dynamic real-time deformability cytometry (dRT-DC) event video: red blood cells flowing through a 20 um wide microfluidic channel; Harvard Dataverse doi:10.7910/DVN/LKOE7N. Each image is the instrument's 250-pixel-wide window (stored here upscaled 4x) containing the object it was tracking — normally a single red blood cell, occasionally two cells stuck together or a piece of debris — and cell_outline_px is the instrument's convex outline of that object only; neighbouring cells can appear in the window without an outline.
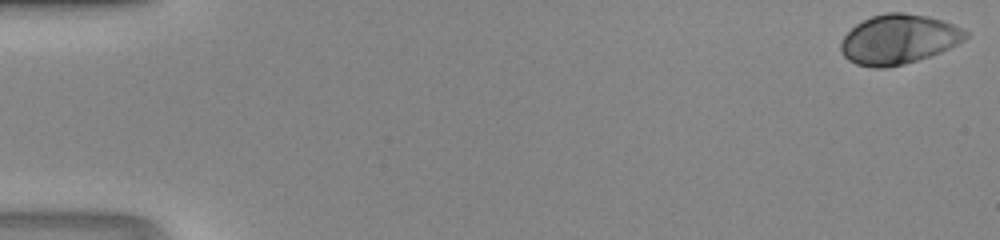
{"species": "human", "species_latin": "Homo sapiens", "temperature_condition": "room temperature", "stored_images_in_passage": 48, "camera_frame_rate_fps": 3000, "um_per_image_px": 0.085, "donor": {"sex": "male"}, "frame": {"image": 1, "passage_image": 1, "time_ms": 0.0, "image_size_px": [1000, 240], "cell_outline_px": [[968, 36], [964, 40], [940, 52], [904, 64], [884, 68], [872, 68], [856, 64], [848, 60], [840, 52], [840, 44], [844, 36], [856, 24], [872, 16], [884, 12], [900, 12], [928, 16], [944, 20], [968, 32]], "centroid_in_image_um": [76.35, 3.34], "position_along_channel_um": 8.6, "area_um2": 35.95}}
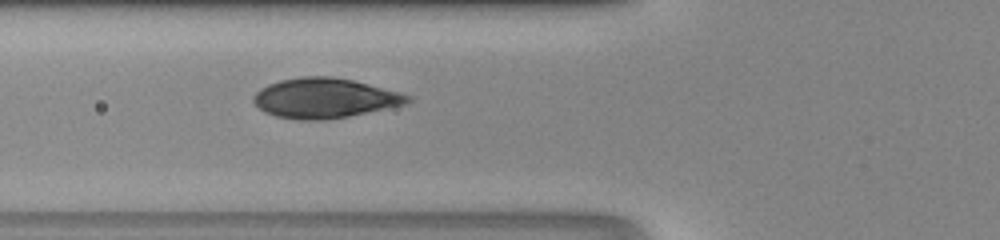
{"frame": {"image": 2, "passage_image": 19, "time_ms": 6.0, "image_size_px": [1000, 240], "cell_outline_px": [[412, 100], [408, 104], [348, 116], [324, 120], [300, 120], [276, 116], [264, 112], [252, 100], [252, 96], [260, 88], [268, 84], [280, 80], [300, 76], [332, 76], [352, 80], [400, 92], [412, 96]], "centroid_in_image_um": [27.6, 8.33], "position_along_channel_um": 98.2, "area_um2": 35.95}}
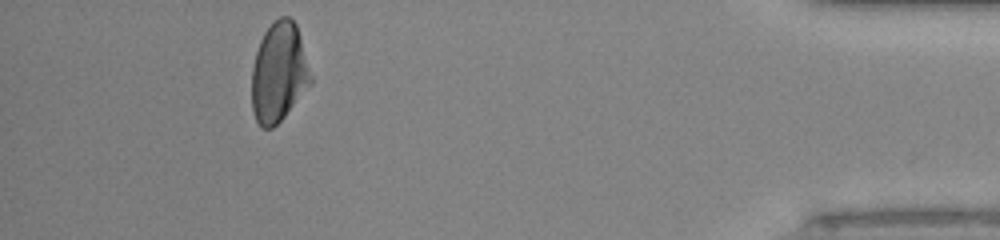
{"frame": {"image": 3, "passage_image": 44, "time_ms": 14.333, "image_size_px": [1000, 240], "cell_outline_px": [[312, 84], [284, 116], [272, 128], [260, 128], [256, 120], [252, 108], [252, 68], [256, 52], [260, 40], [264, 32], [280, 16], [288, 16], [296, 24], [312, 76]], "centroid_in_image_um": [23.7, 6.18], "position_along_channel_um": 411.5, "area_um2": 34.04}}